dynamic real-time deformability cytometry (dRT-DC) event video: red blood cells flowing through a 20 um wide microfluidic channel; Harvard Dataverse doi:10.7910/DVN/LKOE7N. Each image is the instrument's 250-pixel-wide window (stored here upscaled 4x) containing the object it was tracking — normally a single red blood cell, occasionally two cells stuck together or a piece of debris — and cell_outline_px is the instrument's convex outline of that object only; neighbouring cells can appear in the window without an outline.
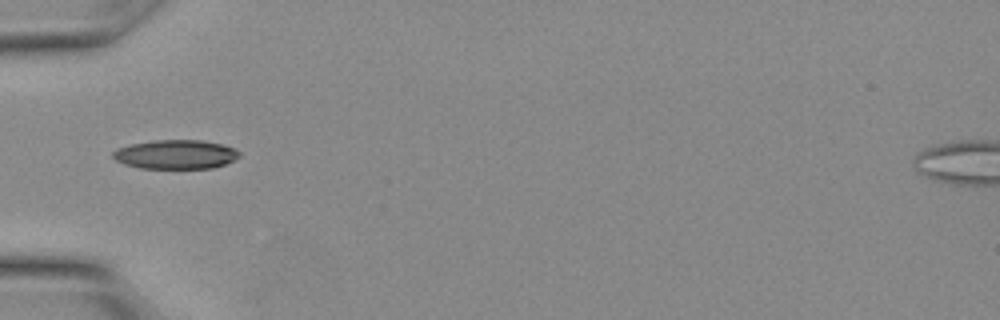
{"species": "Egyptian fruit bat (a non-hibernating species)", "species_latin": "Rousettus aegyptiacus", "temperature_condition": "warm", "stored_images_in_passage": 9, "camera_frame_rate_fps": 3000, "um_per_image_px": 0.085, "animal": {"sex": "female"}, "frame": {"image": 1, "passage_image": 6, "time_ms": 1.667, "image_size_px": [1000, 320], "cell_outline_px": [[240, 156], [224, 164], [212, 168], [140, 168], [124, 164], [116, 160], [112, 156], [112, 152], [116, 148], [132, 144], [156, 140], [200, 140], [220, 144], [232, 148], [240, 152]], "centroid_in_image_um": [14.89, 13.12], "position_along_channel_um": 70.1, "area_um2": 21.21}}
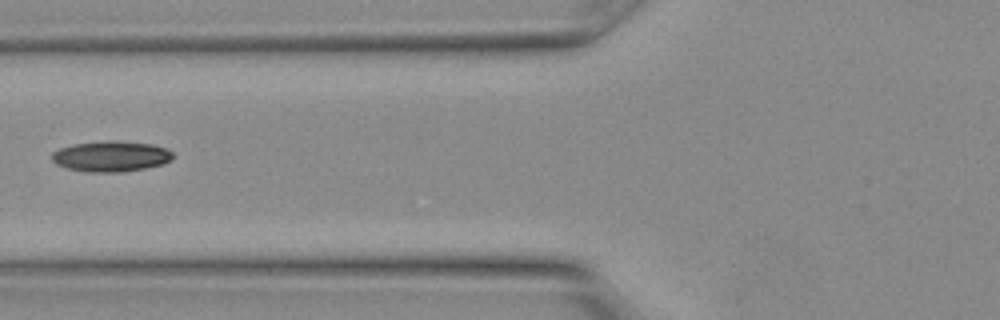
{"frame": {"image": 2, "passage_image": 8, "time_ms": 2.333, "image_size_px": [1000, 320], "cell_outline_px": [[172, 160], [164, 164], [144, 168], [116, 172], [92, 172], [68, 168], [56, 164], [52, 160], [52, 152], [60, 148], [72, 144], [108, 140], [116, 140], [152, 144], [164, 148], [172, 152]], "centroid_in_image_um": [9.43, 13.27], "position_along_channel_um": 116.4, "area_um2": 21.5}}